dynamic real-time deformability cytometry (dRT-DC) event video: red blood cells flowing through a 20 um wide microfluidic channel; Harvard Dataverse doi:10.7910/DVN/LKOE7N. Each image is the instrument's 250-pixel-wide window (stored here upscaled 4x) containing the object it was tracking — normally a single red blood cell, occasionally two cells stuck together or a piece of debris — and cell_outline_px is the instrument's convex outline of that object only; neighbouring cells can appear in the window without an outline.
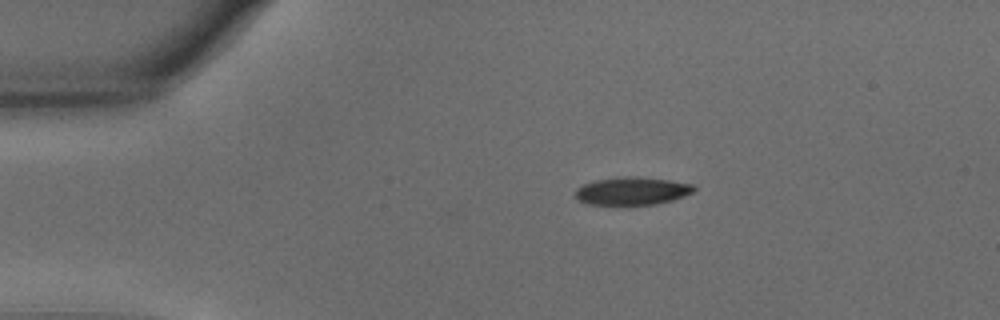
{"species": "common noctule bat (a hibernating species)", "species_latin": "Nyctalus noctula", "temperature_condition": "warm", "stored_images_in_passage": 46, "camera_frame_rate_fps": 3000, "um_per_image_px": 0.085, "animal": {"sex": "male", "body_mass_g": 15.6}, "frame": {"image": 1, "passage_image": 1, "time_ms": 0.0, "image_size_px": [1000, 320], "cell_outline_px": [[696, 188], [692, 192], [684, 196], [672, 200], [656, 204], [584, 204], [576, 196], [576, 188], [584, 184], [596, 180], [628, 176], [632, 176], [668, 180], [692, 184]], "centroid_in_image_um": [53.73, 16.23], "position_along_channel_um": 31.3, "area_um2": 18.9}}
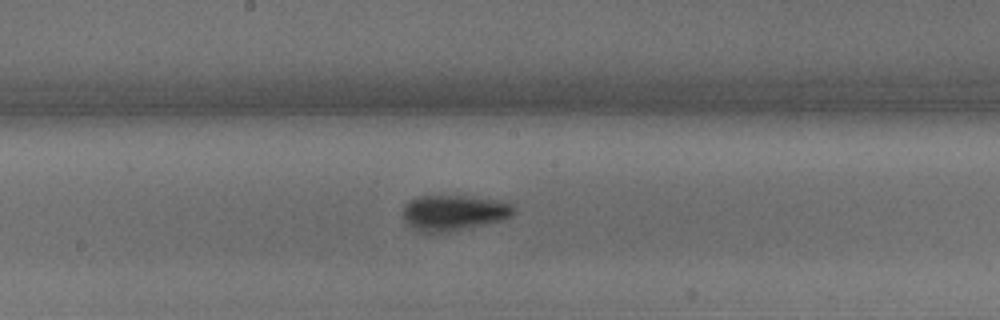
{"frame": {"image": 2, "passage_image": 20, "time_ms": 6.333, "image_size_px": [1000, 320], "cell_outline_px": [[516, 212], [512, 216], [500, 220], [484, 224], [448, 232], [416, 232], [404, 224], [404, 204], [408, 200], [420, 196], [464, 196], [488, 200], [508, 204], [516, 208]], "centroid_in_image_um": [38.46, 18.11], "position_along_channel_um": 209.7, "area_um2": 22.72}}
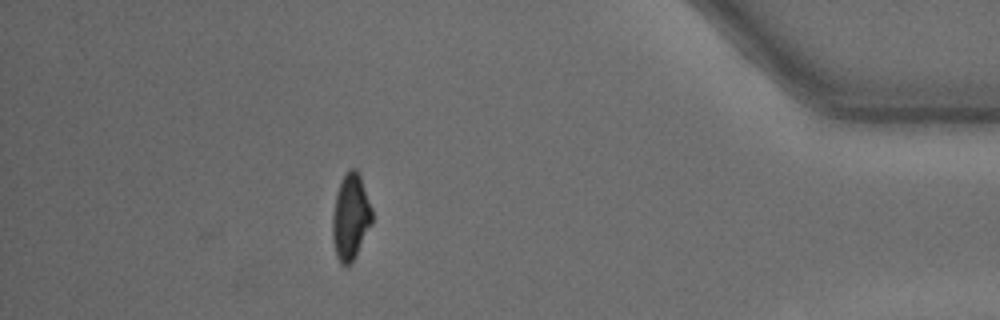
{"frame": {"image": 3, "passage_image": 40, "time_ms": 13.0, "image_size_px": [1000, 320], "cell_outline_px": [[372, 224], [356, 256], [348, 268], [340, 264], [336, 256], [332, 240], [332, 216], [336, 192], [340, 180], [348, 168], [356, 168], [360, 172], [372, 208]], "centroid_in_image_um": [29.8, 18.43], "position_along_channel_um": 405.4, "area_um2": 20.52}, "authors_computed_cell_mechanics": {"area_um2": 20.9525, "velocity_mm_per_s": 3.6203, "shape_relaxation_time_tau1_ms": 3.2121, "shape_relaxation_time_tau2_ms": 2.7538, "deformation_change_tau1": 0.147, "deformation_change_tau2": 0.0808}}